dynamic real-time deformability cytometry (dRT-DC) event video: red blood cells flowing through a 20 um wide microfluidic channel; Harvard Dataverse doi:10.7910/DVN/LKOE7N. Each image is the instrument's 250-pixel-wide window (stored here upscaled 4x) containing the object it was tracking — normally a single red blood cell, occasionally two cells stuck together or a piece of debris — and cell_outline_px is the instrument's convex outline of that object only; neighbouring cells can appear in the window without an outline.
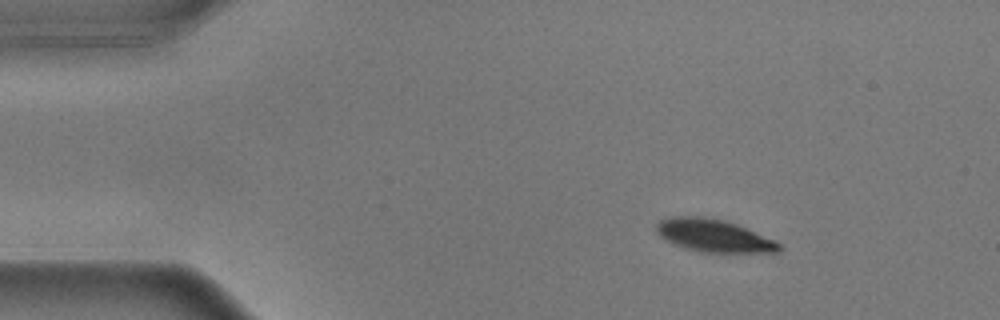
{"species": "common noctule bat (a hibernating species)", "species_latin": "Nyctalus noctula", "temperature_condition": "warm", "stored_images_in_passage": 10, "camera_frame_rate_fps": 3000, "um_per_image_px": 0.085, "animal": {"sex": "male", "body_mass_g": 17.9}, "frame": {"image": 1, "passage_image": 1, "time_ms": 0.0, "image_size_px": [1000, 320], "cell_outline_px": [[780, 252], [700, 252], [664, 240], [656, 232], [656, 224], [660, 220], [668, 216], [696, 216], [724, 220], [736, 224], [776, 240], [780, 244]], "centroid_in_image_um": [60.64, 20.02], "position_along_channel_um": 24.4, "area_um2": 23.18}}
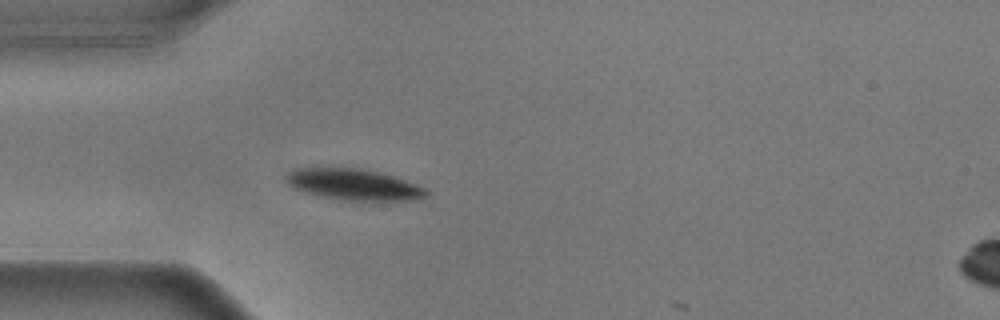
{"frame": {"image": 2, "passage_image": 9, "time_ms": 2.667, "image_size_px": [1000, 320], "cell_outline_px": [[428, 196], [416, 200], [340, 200], [320, 196], [296, 188], [288, 184], [284, 180], [284, 176], [288, 172], [296, 168], [360, 168], [380, 172], [396, 176], [428, 188]], "centroid_in_image_um": [30.12, 15.68], "position_along_channel_um": 54.9, "area_um2": 25.61}}